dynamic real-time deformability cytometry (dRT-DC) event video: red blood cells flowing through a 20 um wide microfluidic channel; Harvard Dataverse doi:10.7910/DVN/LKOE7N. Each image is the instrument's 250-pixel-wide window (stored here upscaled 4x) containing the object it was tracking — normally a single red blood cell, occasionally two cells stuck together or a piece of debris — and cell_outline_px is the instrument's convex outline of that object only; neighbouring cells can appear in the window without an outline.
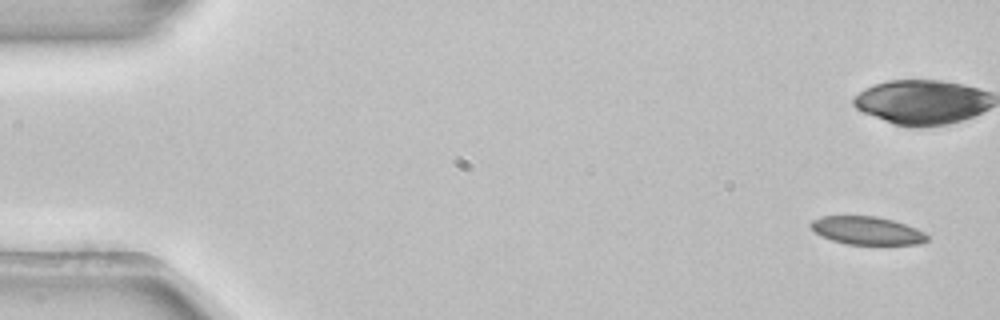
{"species": "common noctule bat (a hibernating species)", "species_latin": "Nyctalus noctula", "temperature_condition": "room temperature", "stored_images_in_passage": 4, "camera_frame_rate_fps": 3000, "um_per_image_px": 0.085, "animal": {"sex": "female", "body_mass_g": 22.7, "forearm_length_mm": 54.2}, "frame": {"image": 1, "passage_image": 1, "time_ms": 0.0, "image_size_px": [1000, 320], "cell_outline_px": [[928, 240], [920, 244], [848, 244], [832, 240], [820, 236], [808, 224], [812, 220], [820, 216], [876, 216], [892, 220], [916, 228], [924, 232], [928, 236]], "centroid_in_image_um": [73.67, 19.59], "position_along_channel_um": 11.3, "area_um2": 18.96}}